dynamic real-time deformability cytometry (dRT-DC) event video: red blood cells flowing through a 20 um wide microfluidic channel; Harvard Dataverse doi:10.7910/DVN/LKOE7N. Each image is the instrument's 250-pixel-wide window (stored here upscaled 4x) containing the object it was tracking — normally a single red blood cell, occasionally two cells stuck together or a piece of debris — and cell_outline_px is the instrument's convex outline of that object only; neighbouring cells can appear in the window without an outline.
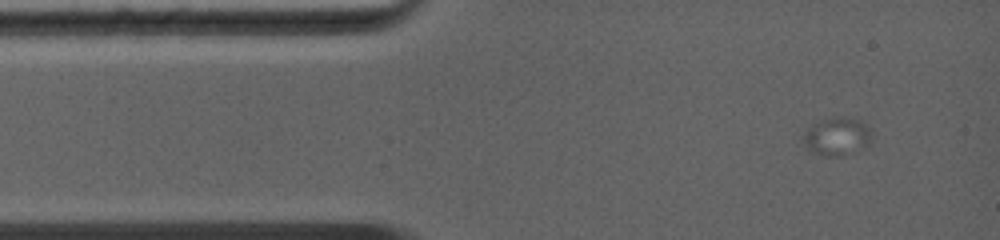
{"species": "common noctule bat (a hibernating species)", "species_latin": "Nyctalus noctula", "temperature_condition": "warm", "stored_images_in_passage": 37, "segment_of_instrument_passage": [1, 2], "camera_frame_rate_fps": 5000, "um_per_image_px": 0.085, "animal": {"sex": "female", "body_mass_g": 19.0, "forearm_length_mm": 56.7}, "frame": {"image": 1, "passage_image": 1, "time_ms": 0.0, "image_size_px": [1000, 240], "cell_outline_px": [[872, 140], [840, 156], [820, 156], [808, 152], [800, 140], [808, 128], [832, 116], [836, 116], [860, 120], [868, 128]], "centroid_in_image_um": [71.03, 11.61], "position_along_channel_um": 14.0, "area_um2": 14.8}}
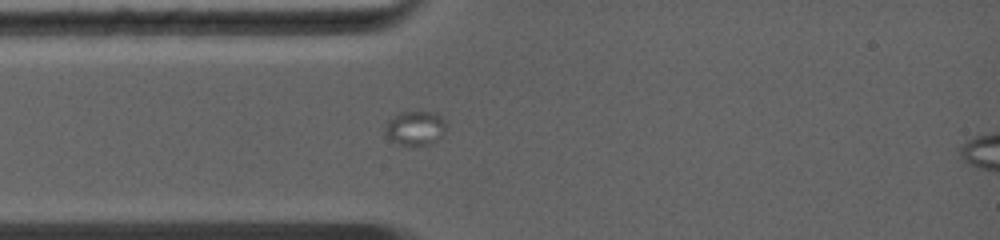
{"frame": {"image": 2, "passage_image": 6, "time_ms": 2.2, "image_size_px": [1000, 240], "cell_outline_px": [[444, 132], [436, 140], [428, 144], [396, 144], [384, 132], [384, 128], [388, 120], [400, 112], [436, 112], [444, 120]], "centroid_in_image_um": [35.26, 10.86], "position_along_channel_um": 49.7, "area_um2": 11.85}}
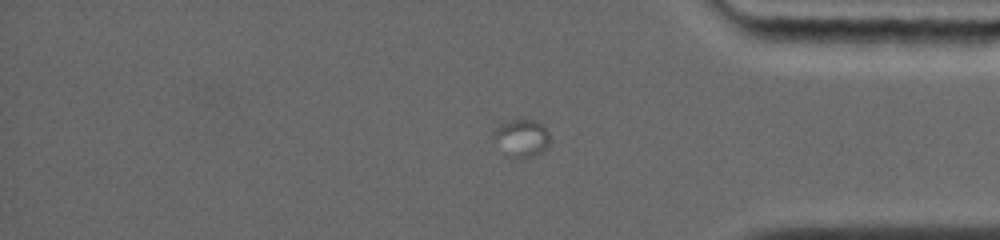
{"frame": {"image": 3, "passage_image": 32, "time_ms": 11.0, "image_size_px": [1000, 240], "cell_outline_px": [[552, 140], [544, 152], [532, 156], [516, 156], [496, 136], [496, 128], [500, 124], [512, 120], [536, 120], [548, 132]], "centroid_in_image_um": [44.53, 11.66], "position_along_channel_um": 390.7, "area_um2": 11.04}}